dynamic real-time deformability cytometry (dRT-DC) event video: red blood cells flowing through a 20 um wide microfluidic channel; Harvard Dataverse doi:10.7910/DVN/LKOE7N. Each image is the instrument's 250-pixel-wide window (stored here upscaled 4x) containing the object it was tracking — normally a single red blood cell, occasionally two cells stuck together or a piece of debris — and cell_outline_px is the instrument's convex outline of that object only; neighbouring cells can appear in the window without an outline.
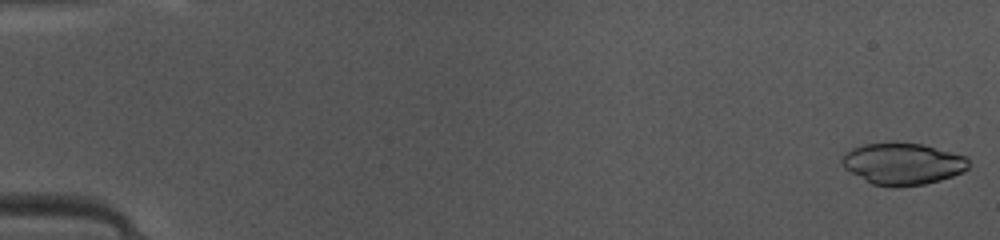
{"species": "common noctule bat (a hibernating species)", "species_latin": "Nyctalus noctula", "temperature_condition": "warm", "stored_images_in_passage": 47, "camera_frame_rate_fps": 3000, "um_per_image_px": 0.085, "animal": {"sex": "female", "body_mass_g": 10.0, "forearm_length_mm": 53.1}, "frame": {"image": 1, "passage_image": 1, "time_ms": 0.0, "image_size_px": [1000, 240], "cell_outline_px": [[968, 168], [964, 172], [940, 180], [924, 184], [896, 188], [872, 184], [844, 168], [840, 160], [852, 148], [864, 144], [924, 144], [968, 156]], "centroid_in_image_um": [76.78, 13.94], "position_along_channel_um": 8.2, "area_um2": 30.58}}